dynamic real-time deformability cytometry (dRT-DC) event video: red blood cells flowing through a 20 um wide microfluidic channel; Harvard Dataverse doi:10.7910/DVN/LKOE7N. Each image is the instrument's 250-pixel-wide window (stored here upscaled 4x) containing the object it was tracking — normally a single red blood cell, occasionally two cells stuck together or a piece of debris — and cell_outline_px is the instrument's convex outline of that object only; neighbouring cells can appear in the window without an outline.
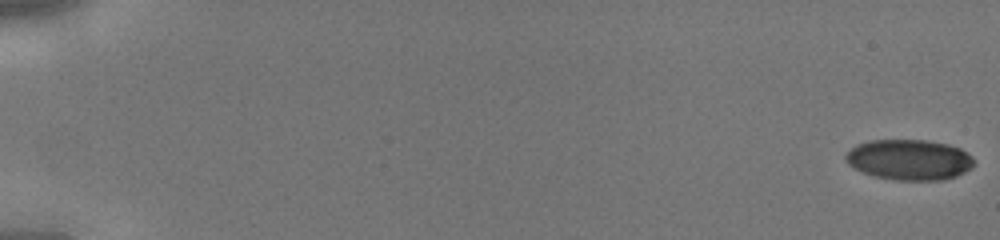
{"species": "human", "species_latin": "Homo sapiens", "temperature_condition": "cold", "stored_images_in_passage": 45, "camera_frame_rate_fps": 3000, "um_per_image_px": 0.085, "donor": {"sex": "male"}, "frame": {"image": 1, "passage_image": 1, "time_ms": 0.0, "image_size_px": [1000, 240], "cell_outline_px": [[976, 164], [972, 168], [956, 176], [944, 180], [896, 180], [872, 176], [848, 164], [844, 156], [856, 144], [868, 140], [924, 140], [948, 144], [960, 148], [968, 152], [972, 156]], "centroid_in_image_um": [77.32, 13.57], "position_along_channel_um": 7.7, "area_um2": 30.52}}
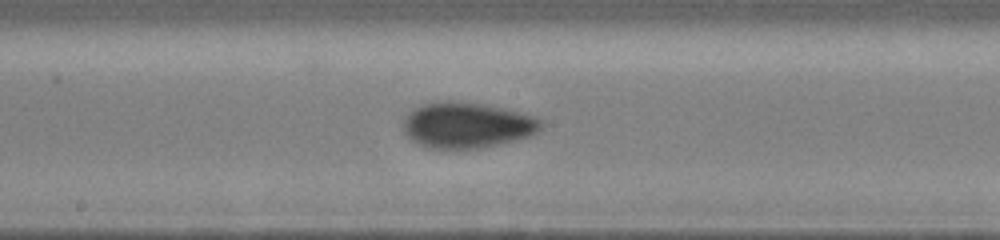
{"frame": {"image": 2, "passage_image": 26, "time_ms": 8.333, "image_size_px": [1000, 240], "cell_outline_px": [[544, 128], [540, 132], [532, 136], [480, 148], [428, 148], [412, 140], [404, 132], [404, 120], [416, 108], [424, 104], [444, 100], [452, 100], [484, 104], [504, 108], [536, 116], [544, 120]], "centroid_in_image_um": [39.8, 10.63], "position_along_channel_um": 208.4, "area_um2": 36.82}}
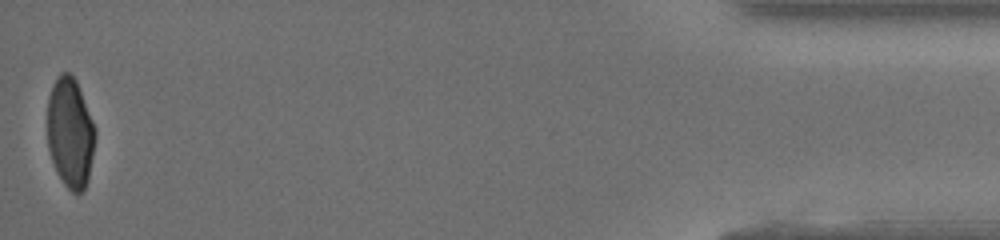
{"frame": {"image": 3, "passage_image": 45, "time_ms": 14.667, "image_size_px": [1000, 240], "cell_outline_px": [[96, 136], [88, 180], [84, 188], [76, 196], [64, 184], [56, 172], [48, 148], [48, 96], [52, 84], [56, 76], [60, 72], [68, 72], [76, 80], [92, 120], [96, 132]], "centroid_in_image_um": [5.96, 11.29], "position_along_channel_um": 429.2, "area_um2": 30.75}}